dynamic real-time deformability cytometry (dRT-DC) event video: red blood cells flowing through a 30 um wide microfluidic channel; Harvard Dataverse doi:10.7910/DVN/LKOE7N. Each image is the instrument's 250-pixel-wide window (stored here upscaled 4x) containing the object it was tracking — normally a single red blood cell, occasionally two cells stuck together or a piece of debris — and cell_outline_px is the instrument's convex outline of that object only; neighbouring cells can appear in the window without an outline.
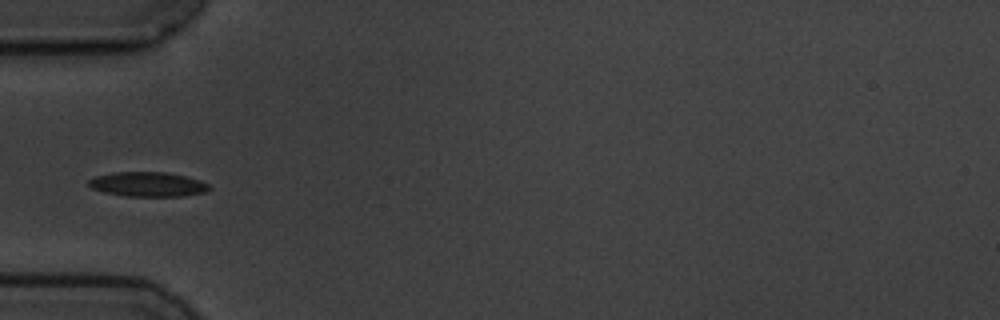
{"species": "common noctule bat (a hibernating species)", "species_latin": "Nyctalus noctula", "temperature_condition": "cold", "stored_images_in_passage": 4, "camera_frame_rate_fps": 3000, "um_per_image_px": 0.085, "animal": {"sex": "male", "body_mass_g": 19.5, "forearm_length_mm": 54.6}, "frame": {"image": 1, "passage_image": 4, "time_ms": 3.667, "image_size_px": [1000, 320], "cell_outline_px": [[212, 188], [204, 192], [184, 196], [124, 196], [104, 192], [92, 188], [88, 184], [88, 180], [96, 176], [112, 172], [164, 172], [184, 176], [200, 180], [208, 184]], "centroid_in_image_um": [12.55, 15.66], "position_along_channel_um": 72.4, "area_um2": 17.22}}